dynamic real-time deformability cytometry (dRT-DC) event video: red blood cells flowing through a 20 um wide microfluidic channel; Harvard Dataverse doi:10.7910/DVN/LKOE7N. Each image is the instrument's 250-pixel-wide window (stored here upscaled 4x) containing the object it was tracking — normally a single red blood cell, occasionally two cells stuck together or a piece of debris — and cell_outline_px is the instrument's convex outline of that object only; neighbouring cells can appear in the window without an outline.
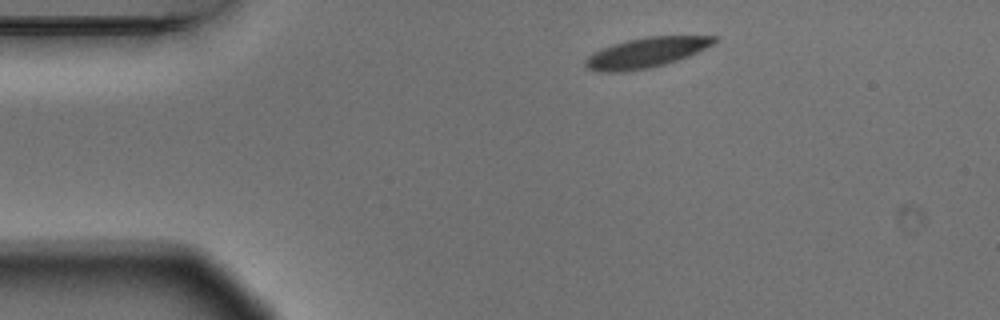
{"species": "Egyptian fruit bat (a non-hibernating species)", "species_latin": "Rousettus aegyptiacus", "temperature_condition": "warm", "stored_images_in_passage": 5, "camera_frame_rate_fps": 3000, "um_per_image_px": 0.085, "animal": {"sex": "male"}, "frame": {"image": 1, "passage_image": 1, "time_ms": 0.0, "image_size_px": [1000, 320], "cell_outline_px": [[716, 40], [712, 44], [688, 56], [652, 68], [612, 72], [600, 72], [588, 68], [584, 64], [584, 60], [588, 56], [612, 44], [644, 36], [716, 36]], "centroid_in_image_um": [54.89, 4.47], "position_along_channel_um": 30.1, "area_um2": 22.14}}
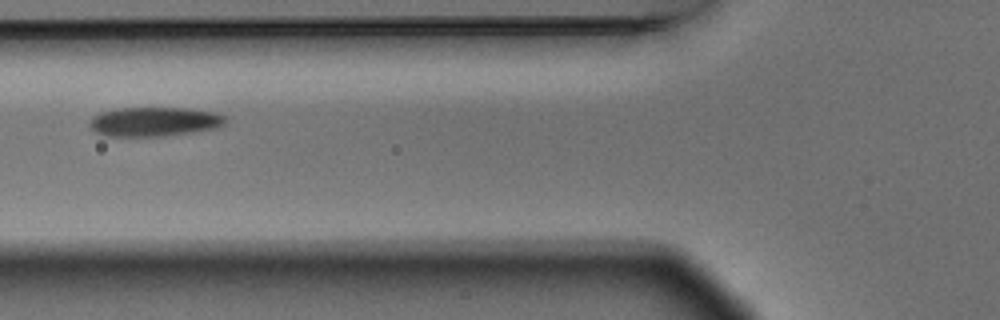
{"frame": {"image": 2, "passage_image": 4, "time_ms": 1.0, "image_size_px": [1000, 320], "cell_outline_px": [[228, 120], [224, 124], [216, 128], [192, 132], [164, 136], [104, 136], [96, 132], [88, 124], [92, 116], [100, 112], [116, 108], [188, 108], [216, 112], [224, 116]], "centroid_in_image_um": [13.11, 10.34], "position_along_channel_um": 112.7, "area_um2": 23.35}}
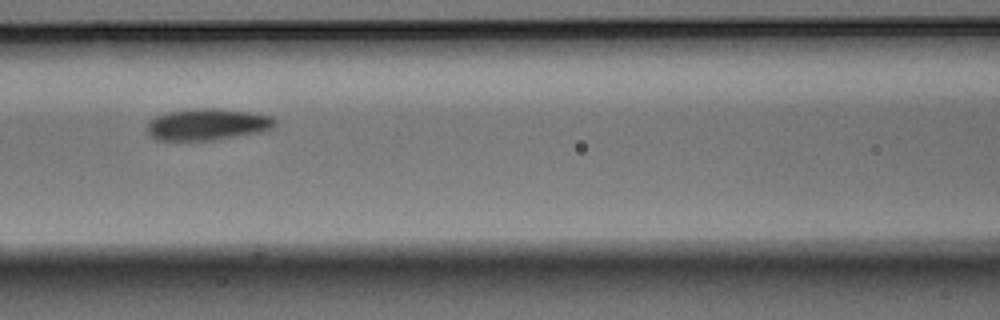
{"frame": {"image": 3, "passage_image": 5, "time_ms": 1.333, "image_size_px": [1000, 320], "cell_outline_px": [[276, 124], [272, 128], [260, 132], [212, 140], [156, 140], [148, 132], [148, 120], [156, 116], [168, 112], [196, 108], [220, 108], [248, 112], [272, 116], [276, 120]], "centroid_in_image_um": [17.63, 10.56], "position_along_channel_um": 149.0, "area_um2": 23.47}}